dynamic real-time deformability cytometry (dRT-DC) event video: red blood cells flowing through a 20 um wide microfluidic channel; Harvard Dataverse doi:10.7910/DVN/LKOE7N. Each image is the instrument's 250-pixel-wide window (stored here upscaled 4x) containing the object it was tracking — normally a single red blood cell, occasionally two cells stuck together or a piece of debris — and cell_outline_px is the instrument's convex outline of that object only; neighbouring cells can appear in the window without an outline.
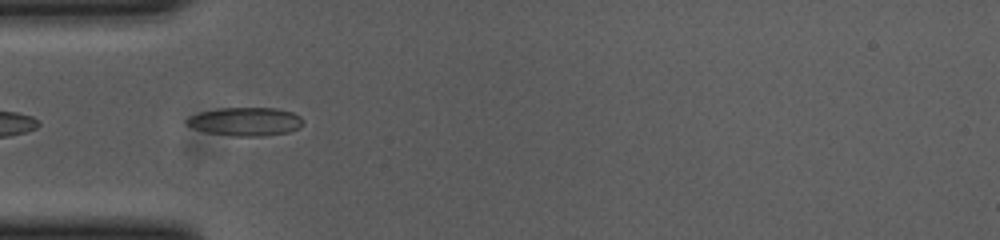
{"species": "common noctule bat (a hibernating species)", "species_latin": "Nyctalus noctula", "temperature_condition": "cold", "stored_images_in_passage": 40, "camera_frame_rate_fps": 3000, "um_per_image_px": 0.085, "animal": {"sex": "female", "body_mass_g": 23.0, "forearm_length_mm": 53.4}, "frame": {"image": 1, "passage_image": 2, "time_ms": 0.333, "image_size_px": [1000, 240], "cell_outline_px": [[304, 124], [300, 128], [288, 132], [260, 136], [236, 136], [208, 132], [184, 124], [184, 120], [188, 116], [200, 112], [220, 108], [276, 108], [292, 112], [300, 116], [304, 120]], "centroid_in_image_um": [20.88, 10.32], "position_along_channel_um": 64.1, "area_um2": 19.31}}
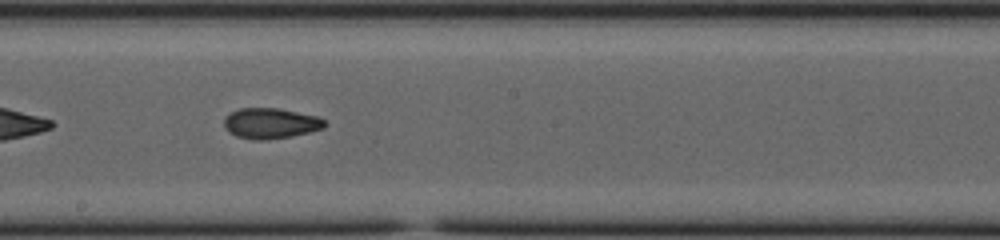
{"frame": {"image": 2, "passage_image": 15, "time_ms": 4.667, "image_size_px": [1000, 240], "cell_outline_px": [[328, 124], [324, 128], [308, 132], [288, 136], [260, 140], [256, 140], [236, 136], [228, 132], [224, 128], [224, 116], [240, 108], [280, 108], [320, 116]], "centroid_in_image_um": [23.01, 10.46], "position_along_channel_um": 225.2, "area_um2": 17.98}}
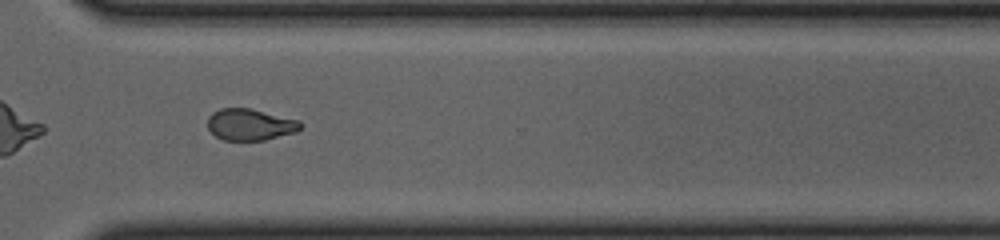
{"frame": {"image": 3, "passage_image": 25, "time_ms": 8.0, "image_size_px": [1000, 240], "cell_outline_px": [[304, 124], [296, 132], [264, 140], [224, 140], [216, 136], [208, 128], [208, 116], [212, 112], [220, 108], [252, 108], [300, 120]], "centroid_in_image_um": [21.28, 10.57], "position_along_channel_um": 349.3, "area_um2": 17.22}, "authors_computed_cell_mechanics": {"area_um2": 17.8024, "velocity_mm_per_s": 3.7206, "shape_relaxation_time_tau1_ms": null, "shape_relaxation_time_tau2_ms": 2.9641, "deformation_change_tau1": null, "deformation_change_tau2": 0.0886}}